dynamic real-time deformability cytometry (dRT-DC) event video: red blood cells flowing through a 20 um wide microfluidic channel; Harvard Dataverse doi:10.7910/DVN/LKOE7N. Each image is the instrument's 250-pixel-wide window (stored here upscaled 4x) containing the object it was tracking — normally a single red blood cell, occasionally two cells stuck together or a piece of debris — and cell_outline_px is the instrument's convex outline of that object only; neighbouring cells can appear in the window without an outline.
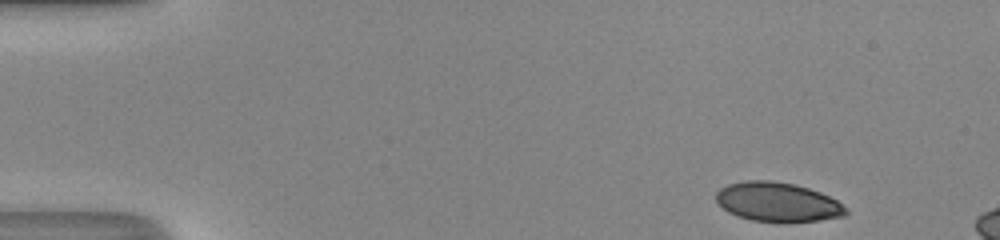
{"species": "human", "species_latin": "Homo sapiens", "temperature_condition": "room temperature", "stored_images_in_passage": 9, "camera_frame_rate_fps": 3000, "um_per_image_px": 0.085, "donor": {"sex": "male"}, "frame": {"image": 1, "passage_image": 1, "time_ms": 0.0, "image_size_px": [1000, 240], "cell_outline_px": [[848, 212], [844, 216], [820, 220], [752, 220], [728, 212], [716, 200], [716, 192], [720, 188], [728, 184], [748, 180], [772, 180], [796, 184], [820, 192], [836, 200], [848, 208]], "centroid_in_image_um": [66.11, 17.13], "position_along_channel_um": 18.9, "area_um2": 29.13}}